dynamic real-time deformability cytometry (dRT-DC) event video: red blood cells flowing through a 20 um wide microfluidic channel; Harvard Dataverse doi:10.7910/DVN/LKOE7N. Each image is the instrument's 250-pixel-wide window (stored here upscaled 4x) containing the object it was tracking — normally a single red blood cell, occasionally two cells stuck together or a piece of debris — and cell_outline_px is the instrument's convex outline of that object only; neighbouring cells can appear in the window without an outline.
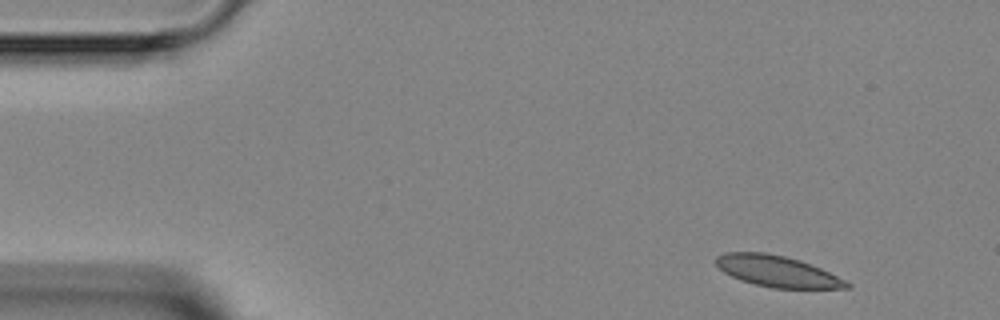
{"species": "Egyptian fruit bat (a non-hibernating species)", "species_latin": "Rousettus aegyptiacus", "temperature_condition": "room temperature", "stored_images_in_passage": 4, "camera_frame_rate_fps": 3000, "um_per_image_px": 0.085, "animal": {"sex": "female"}, "frame": {"image": 1, "passage_image": 1, "time_ms": 0.0, "image_size_px": [1000, 320], "cell_outline_px": [[852, 288], [772, 288], [740, 280], [724, 272], [716, 264], [716, 256], [724, 252], [764, 252], [784, 256], [800, 260], [820, 268], [852, 284]], "centroid_in_image_um": [66.05, 23.05], "position_along_channel_um": 19.0, "area_um2": 23.52}}
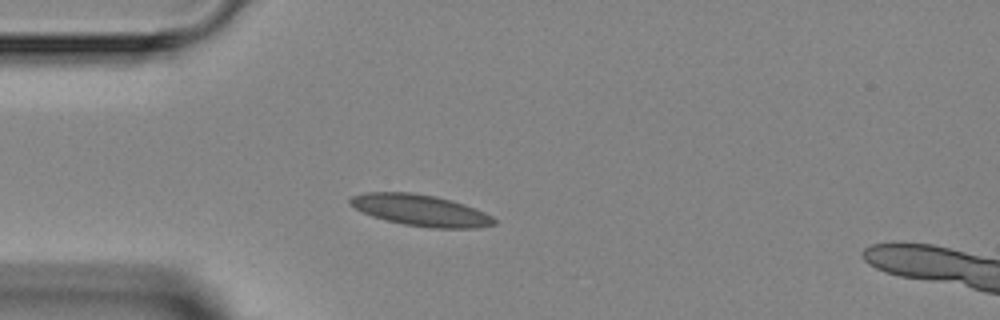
{"frame": {"image": 2, "passage_image": 3, "time_ms": 2.667, "image_size_px": [1000, 320], "cell_outline_px": [[496, 224], [480, 228], [432, 228], [404, 224], [384, 220], [372, 216], [348, 204], [348, 200], [352, 196], [368, 192], [412, 192], [436, 196], [452, 200], [476, 208], [492, 216], [496, 220]], "centroid_in_image_um": [35.77, 17.87], "position_along_channel_um": 49.2, "area_um2": 26.41}}